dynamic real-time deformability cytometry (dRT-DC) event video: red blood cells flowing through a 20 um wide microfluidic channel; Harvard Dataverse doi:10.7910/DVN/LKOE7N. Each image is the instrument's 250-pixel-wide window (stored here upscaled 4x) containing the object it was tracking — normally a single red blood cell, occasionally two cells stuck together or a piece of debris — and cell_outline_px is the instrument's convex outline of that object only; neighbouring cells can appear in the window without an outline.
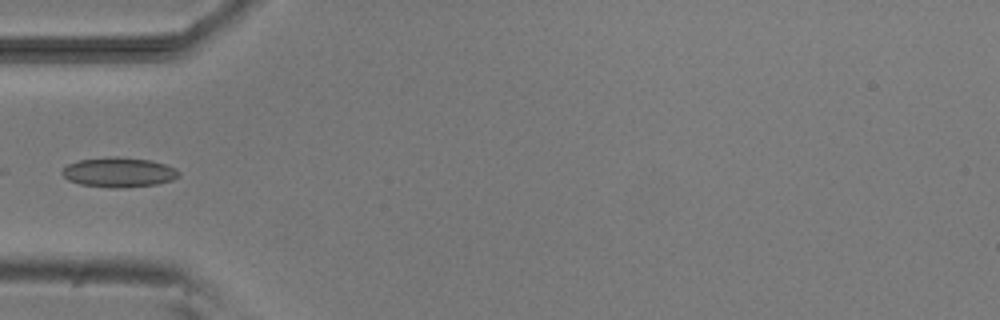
{"species": "common noctule bat (a hibernating species)", "species_latin": "Nyctalus noctula", "temperature_condition": "room temperature", "stored_images_in_passage": 5, "camera_frame_rate_fps": 3000, "um_per_image_px": 0.085, "animal": {"sex": "male", "body_mass_g": 20.5, "forearm_length_mm": 52.5}, "frame": {"image": 1, "passage_image": 5, "time_ms": 4.667, "image_size_px": [1000, 320], "cell_outline_px": [[180, 176], [172, 180], [156, 184], [124, 188], [112, 188], [80, 184], [68, 180], [60, 172], [68, 164], [80, 160], [112, 156], [116, 156], [152, 160], [176, 168], [180, 172]], "centroid_in_image_um": [10.12, 14.64], "position_along_channel_um": 74.9, "area_um2": 20.35}}